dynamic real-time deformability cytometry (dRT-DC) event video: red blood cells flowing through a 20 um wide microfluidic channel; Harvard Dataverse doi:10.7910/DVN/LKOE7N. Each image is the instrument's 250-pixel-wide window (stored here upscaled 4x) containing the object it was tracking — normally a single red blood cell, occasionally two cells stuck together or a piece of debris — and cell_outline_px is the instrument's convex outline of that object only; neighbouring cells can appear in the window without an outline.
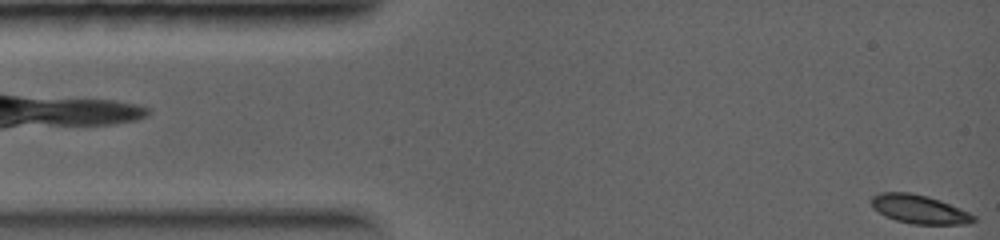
{"species": "common noctule bat (a hibernating species)", "species_latin": "Nyctalus noctula", "temperature_condition": "warm", "stored_images_in_passage": 10, "camera_frame_rate_fps": 5000, "um_per_image_px": 0.085, "animal": {"sex": "female", "body_mass_g": 19.0, "forearm_length_mm": 56.7}, "frame": {"image": 1, "passage_image": 1, "time_ms": 0.0, "image_size_px": [1000, 240], "cell_outline_px": [[976, 220], [964, 224], [912, 224], [896, 220], [884, 216], [872, 208], [868, 200], [872, 196], [880, 192], [912, 192], [928, 196], [940, 200], [960, 208], [976, 216]], "centroid_in_image_um": [78.07, 17.77], "position_along_channel_um": 6.9, "area_um2": 17.34}}